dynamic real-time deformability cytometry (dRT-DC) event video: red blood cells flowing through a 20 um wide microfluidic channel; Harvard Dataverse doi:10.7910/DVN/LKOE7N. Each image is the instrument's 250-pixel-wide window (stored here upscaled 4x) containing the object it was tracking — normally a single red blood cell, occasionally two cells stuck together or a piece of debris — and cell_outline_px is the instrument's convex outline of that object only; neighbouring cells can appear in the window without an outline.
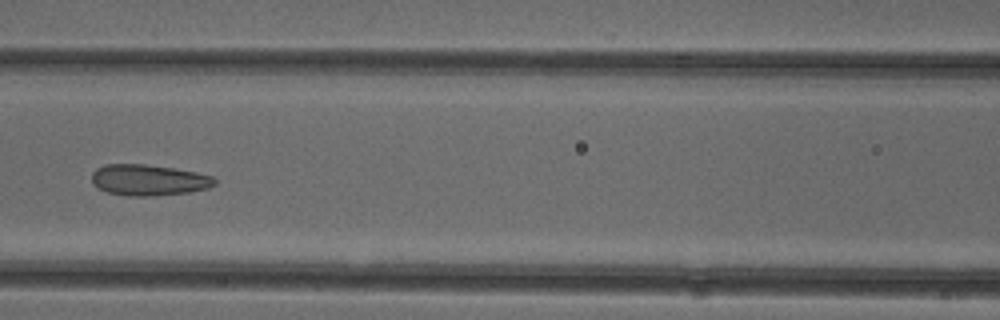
{"species": "common noctule bat (a hibernating species)", "species_latin": "Nyctalus noctula", "temperature_condition": "cold", "stored_images_in_passage": 7, "camera_frame_rate_fps": 3000, "um_per_image_px": 0.085, "animal": {"sex": "female"}, "frame": {"image": 1, "passage_image": 6, "time_ms": 1.667, "image_size_px": [1000, 320], "cell_outline_px": [[216, 184], [208, 188], [188, 192], [152, 196], [128, 196], [108, 192], [96, 188], [92, 184], [92, 172], [96, 168], [104, 164], [144, 164], [176, 168], [196, 172], [212, 176], [216, 180]], "centroid_in_image_um": [12.61, 15.3], "position_along_channel_um": 154.0, "area_um2": 22.43}}
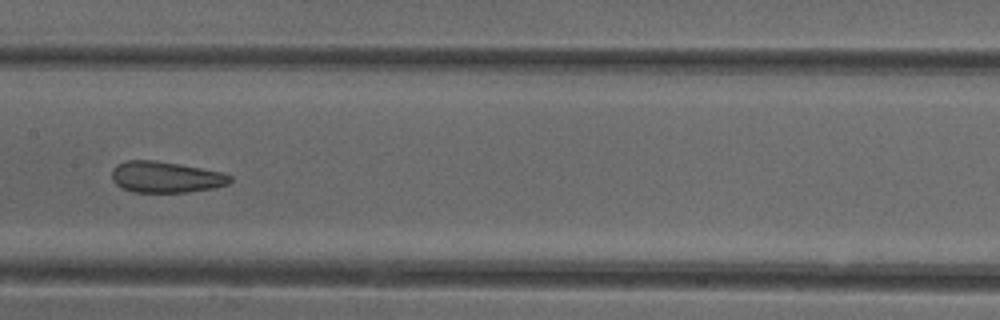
{"frame": {"image": 2, "passage_image": 7, "time_ms": 2.0, "image_size_px": [1000, 320], "cell_outline_px": [[232, 180], [228, 184], [212, 188], [188, 192], [132, 192], [116, 184], [112, 180], [112, 168], [116, 164], [128, 160], [152, 160], [200, 168], [220, 172], [232, 176]], "centroid_in_image_um": [14.06, 15.05], "position_along_channel_um": 193.3, "area_um2": 21.27}}